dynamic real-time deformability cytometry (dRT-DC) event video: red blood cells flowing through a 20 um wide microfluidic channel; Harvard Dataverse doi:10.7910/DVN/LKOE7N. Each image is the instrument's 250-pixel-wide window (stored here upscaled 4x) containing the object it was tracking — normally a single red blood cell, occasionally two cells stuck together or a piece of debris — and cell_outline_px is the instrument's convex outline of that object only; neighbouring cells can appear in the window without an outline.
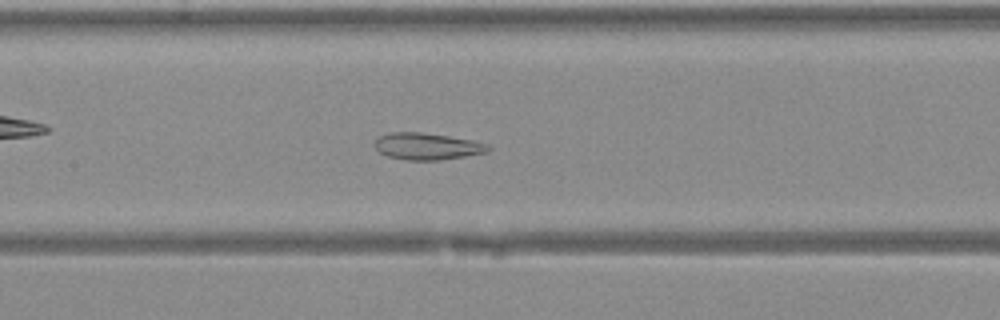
{"species": "Egyptian fruit bat (a non-hibernating species)", "species_latin": "Rousettus aegyptiacus", "temperature_condition": "warm", "stored_images_in_passage": 39, "camera_frame_rate_fps": 3000, "um_per_image_px": 0.085, "animal": {"sex": "female"}, "frame": {"image": 1, "passage_image": 18, "time_ms": 5.667, "image_size_px": [1000, 320], "cell_outline_px": [[492, 148], [488, 152], [440, 160], [404, 160], [388, 156], [380, 152], [372, 144], [376, 136], [388, 132], [420, 132], [448, 136], [472, 140], [484, 144]], "centroid_in_image_um": [36.22, 12.43], "position_along_channel_um": 171.2, "area_um2": 17.8}}
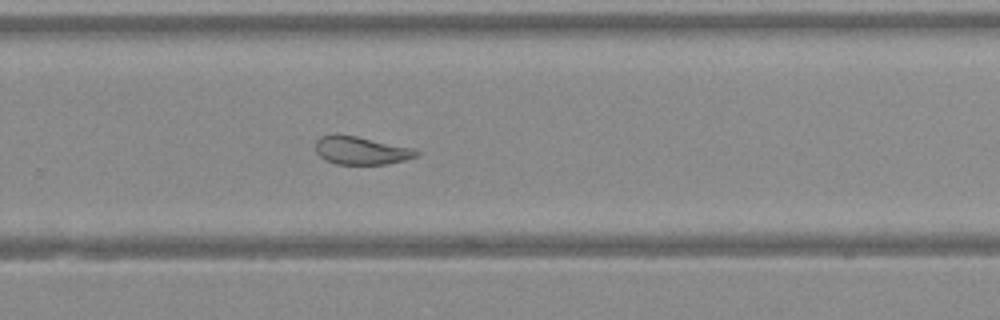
{"frame": {"image": 2, "passage_image": 26, "time_ms": 8.333, "image_size_px": [1000, 320], "cell_outline_px": [[420, 152], [416, 156], [404, 160], [388, 164], [336, 164], [324, 160], [316, 152], [316, 140], [320, 136], [332, 132], [336, 132], [416, 148]], "centroid_in_image_um": [30.66, 12.76], "position_along_channel_um": 299.1, "area_um2": 16.88}}
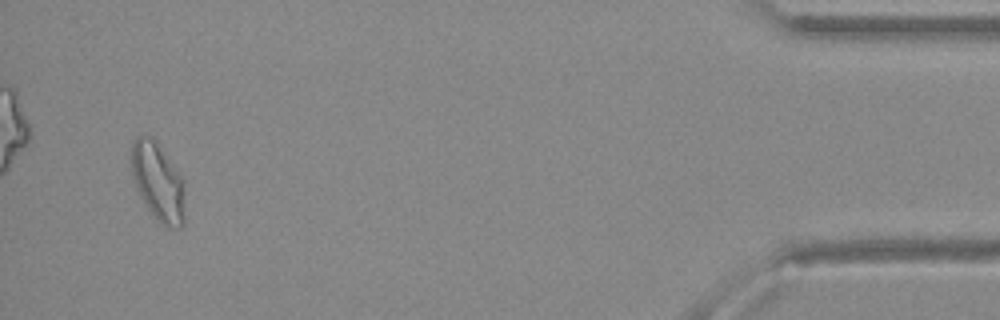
{"frame": {"image": 3, "passage_image": 38, "time_ms": 12.333, "image_size_px": [1000, 320], "cell_outline_px": [[184, 224], [180, 228], [168, 228], [160, 224], [156, 220], [148, 208], [136, 188], [132, 176], [132, 140], [136, 136], [152, 136], [180, 176], [184, 216]], "centroid_in_image_um": [13.38, 15.49], "position_along_channel_um": 421.8, "area_um2": 23.64}}